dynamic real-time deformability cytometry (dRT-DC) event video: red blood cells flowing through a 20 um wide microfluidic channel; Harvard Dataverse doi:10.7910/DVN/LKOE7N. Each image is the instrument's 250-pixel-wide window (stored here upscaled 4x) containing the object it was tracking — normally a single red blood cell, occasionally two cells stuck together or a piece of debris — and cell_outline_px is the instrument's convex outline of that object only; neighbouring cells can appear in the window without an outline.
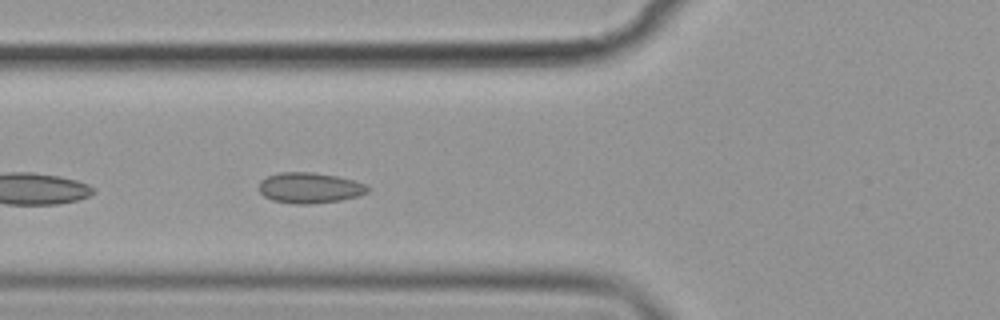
{"species": "common noctule bat (a hibernating species)", "species_latin": "Nyctalus noctula", "temperature_condition": "cold", "stored_images_in_passage": 39, "camera_frame_rate_fps": 3000, "um_per_image_px": 0.085, "animal": {"sex": "female", "body_mass_g": 19.9}, "frame": {"image": 1, "passage_image": 5, "time_ms": 1.333, "image_size_px": [1000, 320], "cell_outline_px": [[372, 188], [368, 192], [360, 196], [340, 200], [308, 204], [292, 204], [272, 200], [264, 196], [260, 192], [260, 180], [268, 176], [280, 172], [312, 172], [336, 176], [352, 180], [364, 184]], "centroid_in_image_um": [26.33, 15.97], "position_along_channel_um": 99.5, "area_um2": 19.42}}
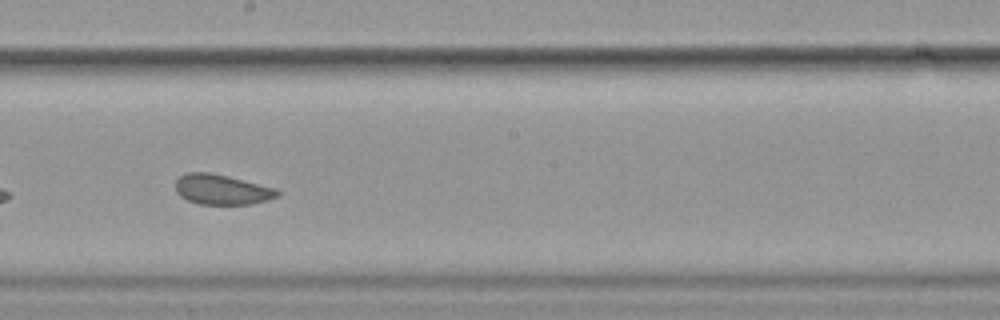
{"frame": {"image": 2, "passage_image": 16, "time_ms": 5.0, "image_size_px": [1000, 320], "cell_outline_px": [[280, 196], [268, 200], [252, 204], [200, 204], [188, 200], [180, 196], [176, 192], [176, 180], [184, 172], [208, 172], [228, 176], [276, 188], [280, 192]], "centroid_in_image_um": [18.87, 16.11], "position_along_channel_um": 229.3, "area_um2": 17.98}}
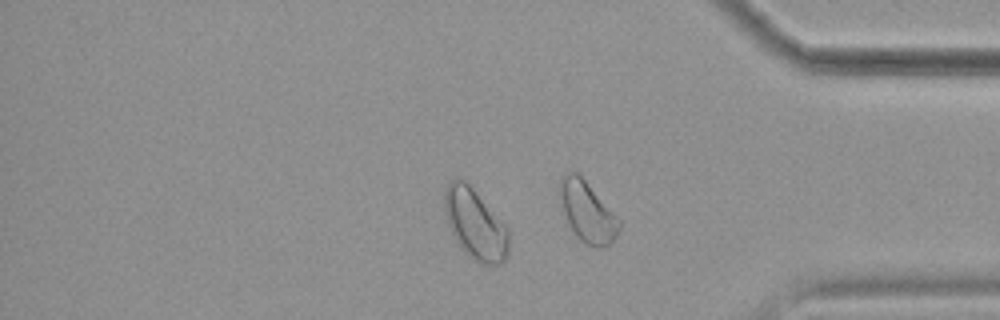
{"frame": {"image": 3, "passage_image": 30, "time_ms": 9.667, "image_size_px": [1000, 320], "cell_outline_px": [[508, 256], [500, 264], [480, 264], [472, 260], [460, 248], [448, 224], [444, 212], [444, 188], [456, 176], [460, 176], [472, 188], [508, 228]], "centroid_in_image_um": [40.36, 19.06], "position_along_channel_um": 394.8, "area_um2": 26.36}, "authors_computed_cell_mechanics": {"area_um2": 19.0162, "velocity_mm_per_s": 3.5444, "shape_relaxation_time_tau1_ms": null, "shape_relaxation_time_tau2_ms": 1.6228, "deformation_change_tau1": null, "deformation_change_tau2": 0.0725}}